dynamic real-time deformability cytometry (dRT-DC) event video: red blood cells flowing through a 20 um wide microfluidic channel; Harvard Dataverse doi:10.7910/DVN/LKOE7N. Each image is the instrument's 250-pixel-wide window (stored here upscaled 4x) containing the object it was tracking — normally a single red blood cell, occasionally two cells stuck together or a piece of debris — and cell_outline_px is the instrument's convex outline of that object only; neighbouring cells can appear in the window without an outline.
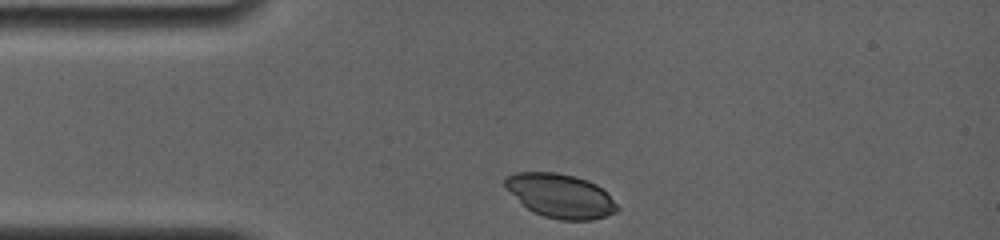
{"species": "common noctule bat (a hibernating species)", "species_latin": "Nyctalus noctula", "temperature_condition": "room temperature", "stored_images_in_passage": 32, "camera_frame_rate_fps": 4000, "um_per_image_px": 0.085, "animal": {"sex": "female", "body_mass_g": 19.0, "forearm_length_mm": 56.7}, "frame": {"image": 1, "passage_image": 1, "time_ms": 0.0, "image_size_px": [1000, 240], "cell_outline_px": [[620, 208], [616, 212], [592, 220], [560, 220], [544, 216], [532, 212], [504, 184], [504, 176], [516, 172], [556, 172], [588, 180], [596, 184]], "centroid_in_image_um": [47.63, 16.64], "position_along_channel_um": 37.4, "area_um2": 28.21}}
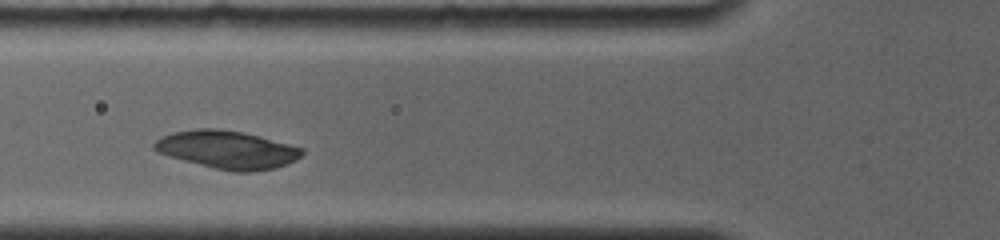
{"frame": {"image": 2, "passage_image": 10, "time_ms": 2.5, "image_size_px": [1000, 240], "cell_outline_px": [[304, 152], [296, 160], [272, 168], [248, 172], [232, 172], [212, 168], [168, 156], [156, 152], [152, 148], [152, 144], [160, 136], [176, 132], [196, 128], [216, 128], [240, 132], [260, 136], [304, 148]], "centroid_in_image_um": [19.27, 12.72], "position_along_channel_um": 106.5, "area_um2": 32.66}}
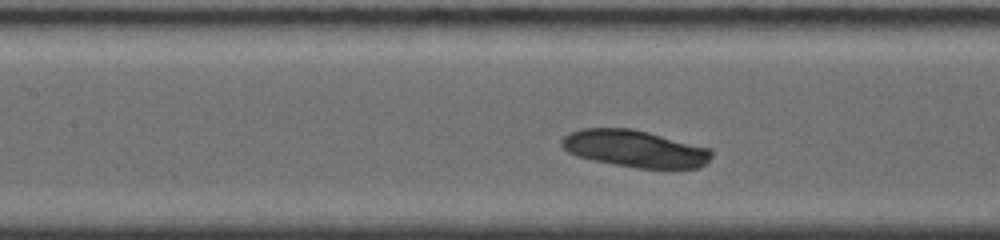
{"frame": {"image": 3, "passage_image": 14, "time_ms": 3.75, "image_size_px": [1000, 240], "cell_outline_px": [[712, 156], [700, 168], [636, 168], [592, 160], [576, 156], [568, 152], [560, 144], [560, 140], [564, 136], [572, 132], [584, 128], [632, 128], [712, 148]], "centroid_in_image_um": [53.97, 12.63], "position_along_channel_um": 153.4, "area_um2": 32.43}}